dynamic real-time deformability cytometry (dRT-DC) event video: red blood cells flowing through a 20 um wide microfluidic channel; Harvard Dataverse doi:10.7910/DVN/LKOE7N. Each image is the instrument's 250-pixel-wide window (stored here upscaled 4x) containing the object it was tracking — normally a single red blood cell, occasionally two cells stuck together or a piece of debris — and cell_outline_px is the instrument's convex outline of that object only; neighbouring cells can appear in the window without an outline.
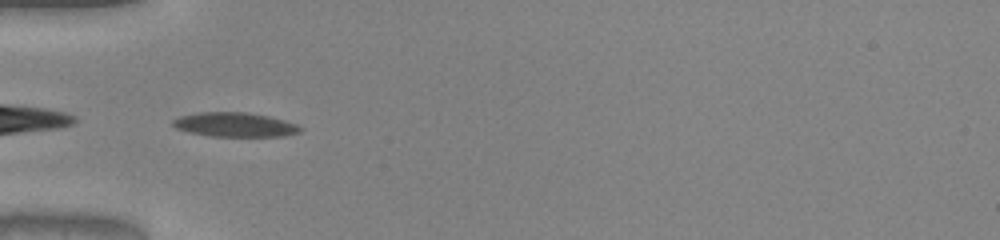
{"species": "common noctule bat (a hibernating species)", "species_latin": "Nyctalus noctula", "temperature_condition": "warm", "stored_images_in_passage": 31, "camera_frame_rate_fps": 3000, "um_per_image_px": 0.085, "animal": {"sex": "male", "body_mass_g": 20.0, "forearm_length_mm": 53.3}, "frame": {"image": 1, "passage_image": 1, "time_ms": 0.0, "image_size_px": [1000, 240], "cell_outline_px": [[300, 132], [280, 136], [212, 136], [192, 132], [176, 128], [172, 124], [172, 120], [180, 116], [200, 112], [244, 112], [268, 116], [284, 120], [296, 124], [300, 128]], "centroid_in_image_um": [19.94, 10.59], "position_along_channel_um": 65.1, "area_um2": 17.69}}
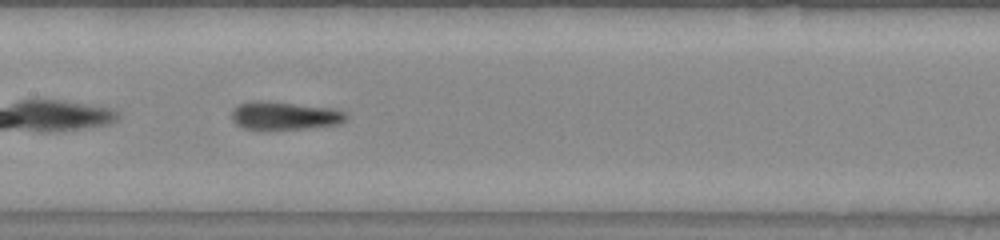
{"frame": {"image": 2, "passage_image": 10, "time_ms": 3.0, "image_size_px": [1000, 240], "cell_outline_px": [[344, 120], [336, 124], [300, 128], [244, 128], [236, 124], [232, 120], [232, 112], [240, 104], [252, 100], [268, 100], [332, 108], [344, 112]], "centroid_in_image_um": [24.13, 9.79], "position_along_channel_um": 183.3, "area_um2": 18.15}, "authors_computed_cell_mechanics": {"area_um2": 18.3226, "velocity_mm_per_s": 4.0062, "shape_relaxation_time_tau1_ms": null, "shape_relaxation_time_tau2_ms": 3.4984, "deformation_change_tau1": null, "deformation_change_tau2": 0.1123}}